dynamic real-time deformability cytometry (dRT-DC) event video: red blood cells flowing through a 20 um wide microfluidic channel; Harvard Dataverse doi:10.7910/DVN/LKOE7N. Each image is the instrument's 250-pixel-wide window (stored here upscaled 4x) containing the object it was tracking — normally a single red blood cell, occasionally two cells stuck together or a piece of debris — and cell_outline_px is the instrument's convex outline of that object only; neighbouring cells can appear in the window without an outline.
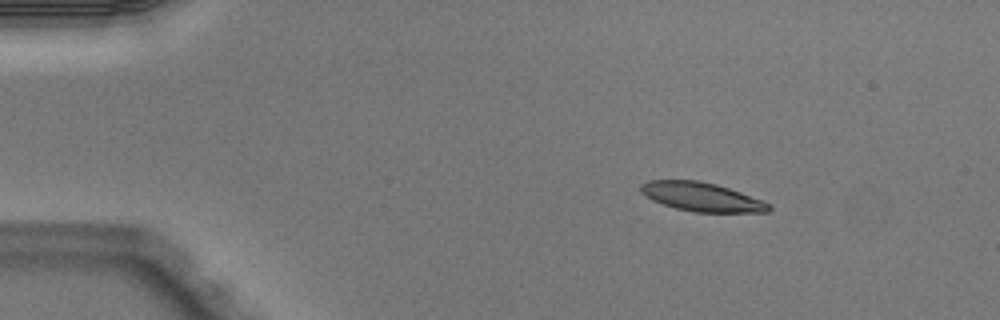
{"species": "Egyptian fruit bat (a non-hibernating species)", "species_latin": "Rousettus aegyptiacus", "temperature_condition": "warm", "stored_images_in_passage": 4, "camera_frame_rate_fps": 3000, "um_per_image_px": 0.085, "animal": {"sex": "male"}, "frame": {"image": 1, "passage_image": 2, "time_ms": 0.333, "image_size_px": [1000, 320], "cell_outline_px": [[772, 208], [768, 212], [692, 212], [676, 208], [652, 200], [644, 196], [640, 192], [640, 184], [648, 180], [696, 180], [716, 184], [740, 192], [772, 204]], "centroid_in_image_um": [59.62, 16.73], "position_along_channel_um": 25.4, "area_um2": 21.56}}